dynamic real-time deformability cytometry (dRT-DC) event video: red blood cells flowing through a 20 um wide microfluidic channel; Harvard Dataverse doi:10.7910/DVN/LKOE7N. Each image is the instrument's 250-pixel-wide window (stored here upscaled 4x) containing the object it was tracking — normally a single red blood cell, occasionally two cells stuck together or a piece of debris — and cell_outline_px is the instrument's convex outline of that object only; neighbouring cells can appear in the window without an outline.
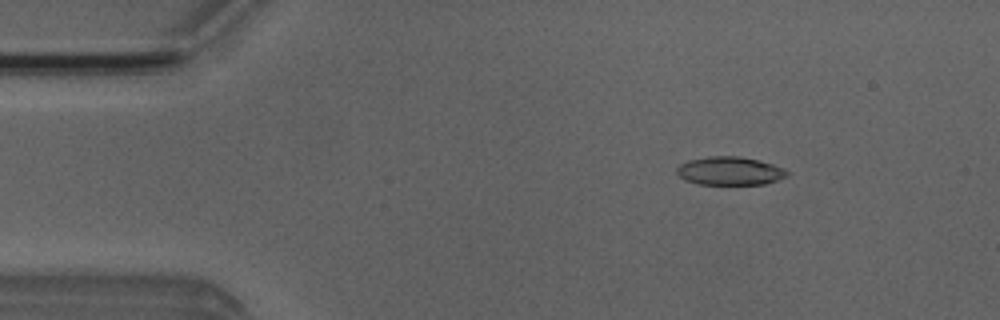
{"species": "Egyptian fruit bat (a non-hibernating species)", "species_latin": "Rousettus aegyptiacus", "temperature_condition": "room temperature", "stored_images_in_passage": 5, "camera_frame_rate_fps": 3000, "um_per_image_px": 0.085, "animal": {"sex": "male"}, "frame": {"image": 1, "passage_image": 2, "time_ms": 1.0, "image_size_px": [1000, 320], "cell_outline_px": [[792, 172], [788, 176], [764, 184], [696, 184], [684, 180], [676, 172], [676, 168], [680, 164], [688, 160], [708, 156], [740, 156], [772, 164], [784, 168]], "centroid_in_image_um": [62.03, 14.53], "position_along_channel_um": 23.0, "area_um2": 18.32}}
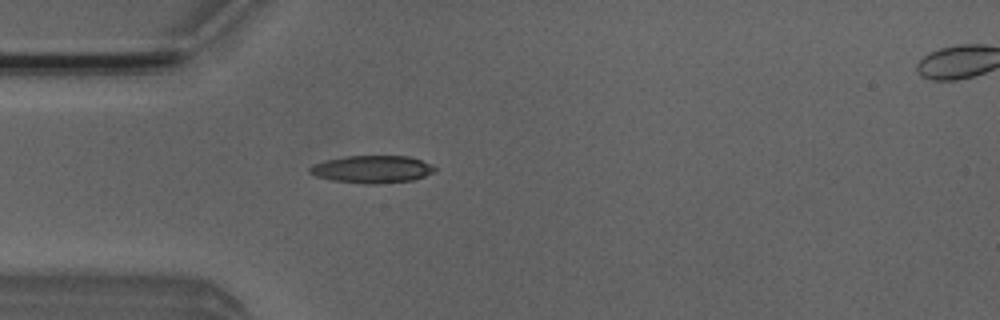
{"frame": {"image": 2, "passage_image": 4, "time_ms": 3.333, "image_size_px": [1000, 320], "cell_outline_px": [[440, 168], [424, 176], [412, 180], [380, 184], [364, 184], [332, 180], [316, 176], [308, 172], [308, 168], [312, 164], [324, 160], [344, 156], [408, 156], [432, 164]], "centroid_in_image_um": [31.61, 14.38], "position_along_channel_um": 53.4, "area_um2": 20.23}}